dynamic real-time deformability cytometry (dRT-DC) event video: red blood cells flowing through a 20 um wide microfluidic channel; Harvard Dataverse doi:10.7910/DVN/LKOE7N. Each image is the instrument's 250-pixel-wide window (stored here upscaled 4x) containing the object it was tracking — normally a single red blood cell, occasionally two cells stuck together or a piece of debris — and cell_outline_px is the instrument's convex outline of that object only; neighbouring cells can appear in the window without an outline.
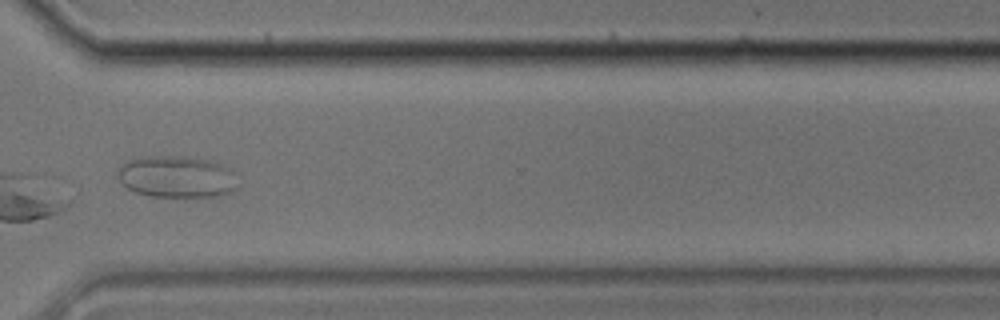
{"species": "common noctule bat (a hibernating species)", "species_latin": "Nyctalus noctula", "temperature_condition": "cold", "stored_images_in_passage": 15, "camera_frame_rate_fps": 3000, "um_per_image_px": 0.085, "animal": {"sex": "male", "body_mass_g": 17.9}, "frame": {"image": 1, "passage_image": 11, "time_ms": 3.333, "image_size_px": [1000, 320], "cell_outline_px": [[240, 184], [232, 192], [220, 196], [152, 196], [136, 192], [128, 188], [116, 176], [116, 168], [120, 164], [128, 160], [140, 156], [180, 156], [208, 160], [220, 164], [228, 168], [232, 172]], "centroid_in_image_um": [14.99, 15.01], "position_along_channel_um": 355.6, "area_um2": 29.42}}